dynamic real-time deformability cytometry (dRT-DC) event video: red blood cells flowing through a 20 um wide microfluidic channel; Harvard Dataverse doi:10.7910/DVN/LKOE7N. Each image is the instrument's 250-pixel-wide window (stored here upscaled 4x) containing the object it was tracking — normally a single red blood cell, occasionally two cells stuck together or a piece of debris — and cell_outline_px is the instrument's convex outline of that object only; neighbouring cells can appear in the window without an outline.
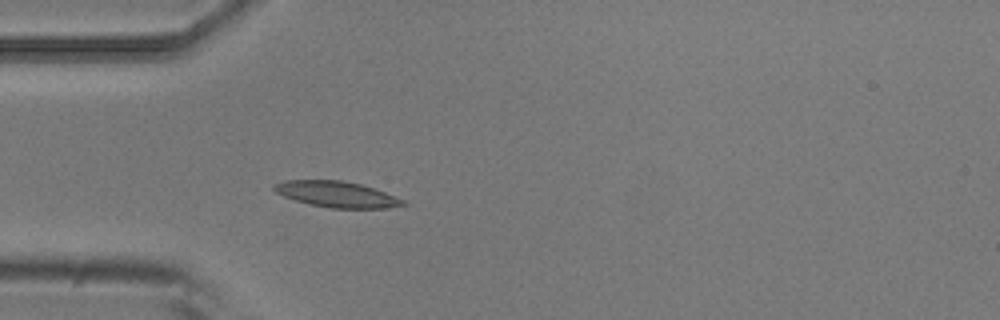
{"species": "common noctule bat (a hibernating species)", "species_latin": "Nyctalus noctula", "temperature_condition": "room temperature", "stored_images_in_passage": 1, "camera_frame_rate_fps": 3000, "um_per_image_px": 0.085, "animal": {"sex": "male", "body_mass_g": 20.5, "forearm_length_mm": 52.5}, "frame": {"image": 1, "passage_image": 1, "time_ms": 0.0, "image_size_px": [1000, 320], "cell_outline_px": [[408, 204], [384, 208], [328, 208], [308, 204], [284, 196], [276, 192], [272, 188], [272, 184], [284, 180], [344, 180], [360, 184], [384, 192], [404, 200]], "centroid_in_image_um": [28.57, 16.51], "position_along_channel_um": 56.4, "area_um2": 19.42}}